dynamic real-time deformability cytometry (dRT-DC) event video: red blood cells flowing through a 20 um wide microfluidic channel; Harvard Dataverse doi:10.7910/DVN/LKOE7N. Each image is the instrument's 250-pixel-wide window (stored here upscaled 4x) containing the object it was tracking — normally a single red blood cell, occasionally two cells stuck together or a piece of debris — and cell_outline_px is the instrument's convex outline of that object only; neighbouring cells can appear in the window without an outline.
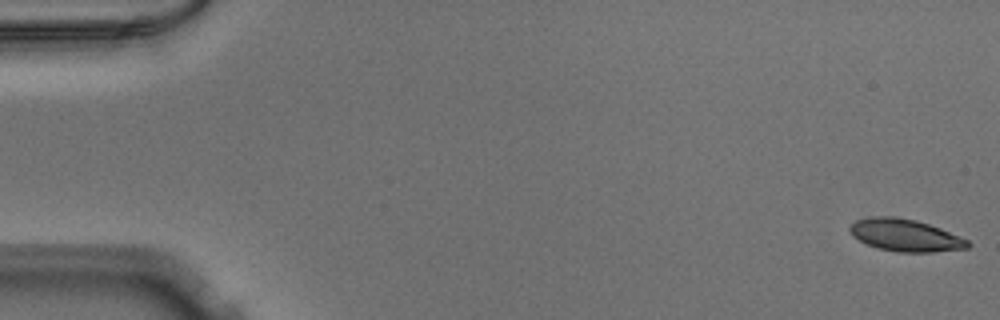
{"species": "Egyptian fruit bat (a non-hibernating species)", "species_latin": "Rousettus aegyptiacus", "temperature_condition": "warm", "stored_images_in_passage": 53, "camera_frame_rate_fps": 3000, "um_per_image_px": 0.085, "animal": {"sex": "male"}, "frame": {"image": 1, "passage_image": 1, "time_ms": 0.0, "image_size_px": [1000, 320], "cell_outline_px": [[972, 244], [968, 248], [932, 252], [896, 252], [880, 248], [868, 244], [852, 236], [848, 232], [848, 224], [856, 220], [872, 216], [892, 216], [916, 220], [940, 228], [968, 240]], "centroid_in_image_um": [76.91, 19.99], "position_along_channel_um": 8.1, "area_um2": 22.2}}
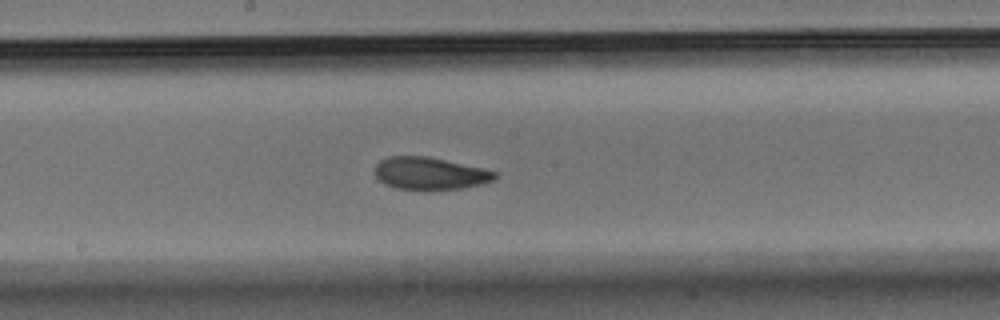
{"frame": {"image": 2, "passage_image": 28, "time_ms": 9.0, "image_size_px": [1000, 320], "cell_outline_px": [[500, 176], [484, 184], [464, 188], [432, 192], [428, 192], [396, 188], [384, 184], [376, 176], [376, 164], [380, 160], [388, 156], [428, 156], [480, 168], [496, 172]], "centroid_in_image_um": [36.55, 14.78], "position_along_channel_um": 211.7, "area_um2": 23.18}}
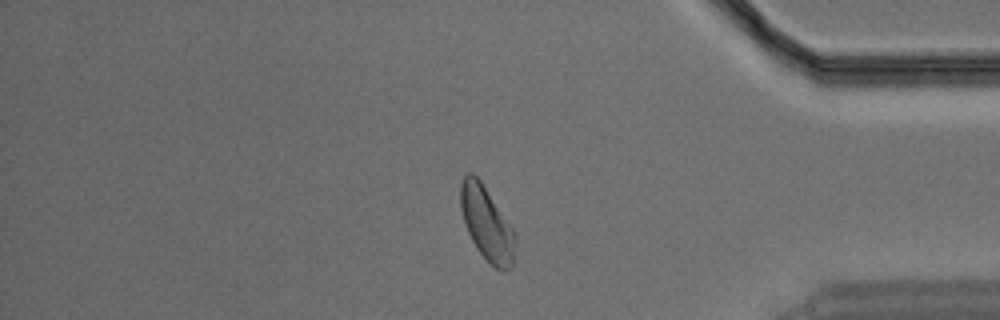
{"frame": {"image": 3, "passage_image": 44, "time_ms": 14.333, "image_size_px": [1000, 320], "cell_outline_px": [[516, 236], [512, 264], [504, 272], [496, 268], [476, 248], [468, 232], [460, 208], [460, 184], [464, 176], [468, 172], [472, 172], [480, 180], [512, 228]], "centroid_in_image_um": [41.35, 18.98], "position_along_channel_um": 393.8, "area_um2": 22.95}}